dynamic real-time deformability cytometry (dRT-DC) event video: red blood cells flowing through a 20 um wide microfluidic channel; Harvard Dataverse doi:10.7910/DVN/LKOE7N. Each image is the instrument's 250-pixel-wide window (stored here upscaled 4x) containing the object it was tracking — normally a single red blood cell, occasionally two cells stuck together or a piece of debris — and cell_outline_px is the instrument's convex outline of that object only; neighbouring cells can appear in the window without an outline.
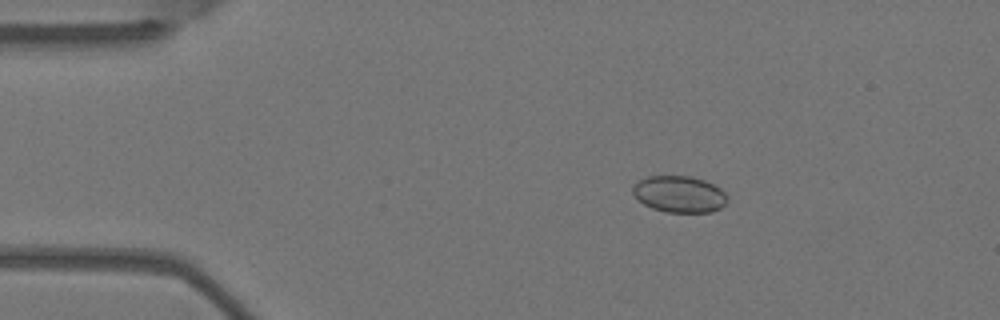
{"species": "Egyptian fruit bat (a non-hibernating species)", "species_latin": "Rousettus aegyptiacus", "temperature_condition": "warm", "stored_images_in_passage": 9, "camera_frame_rate_fps": 3000, "um_per_image_px": 0.085, "animal": {"sex": "female"}, "frame": {"image": 1, "passage_image": 3, "time_ms": 0.667, "image_size_px": [1000, 320], "cell_outline_px": [[728, 200], [720, 208], [712, 212], [664, 212], [652, 208], [636, 200], [632, 192], [632, 188], [640, 180], [648, 176], [692, 176], [704, 180], [720, 188], [728, 196]], "centroid_in_image_um": [57.74, 16.51], "position_along_channel_um": 27.3, "area_um2": 20.23}}
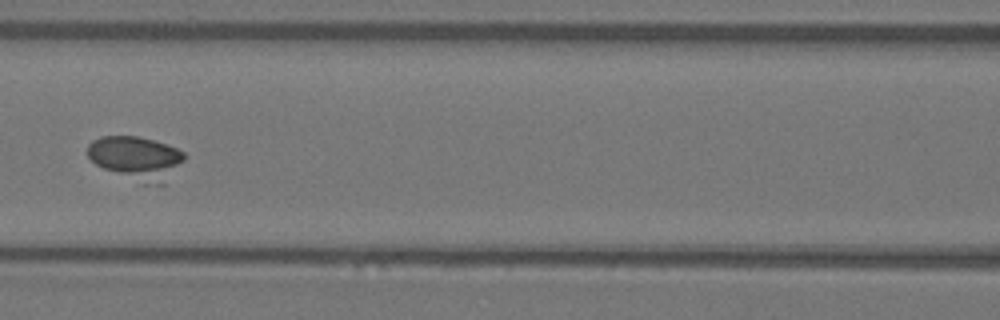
{"frame": {"image": 2, "passage_image": 7, "time_ms": 2.0, "image_size_px": [1000, 320], "cell_outline_px": [[184, 160], [164, 184], [144, 184], [104, 168], [96, 164], [88, 156], [88, 144], [92, 140], [100, 136], [140, 136], [168, 144], [184, 152]], "centroid_in_image_um": [11.59, 13.41], "position_along_channel_um": 155.0, "area_um2": 24.33}}
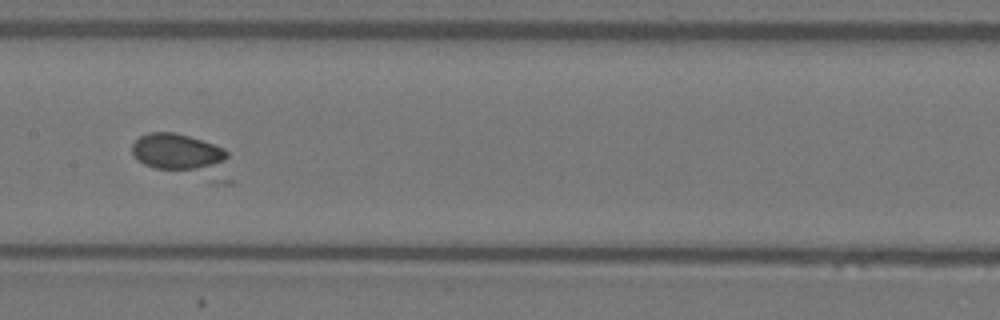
{"frame": {"image": 3, "passage_image": 8, "time_ms": 2.333, "image_size_px": [1000, 320], "cell_outline_px": [[232, 184], [216, 184], [156, 168], [144, 164], [132, 152], [132, 144], [140, 136], [148, 132], [176, 132], [224, 148], [228, 152], [232, 180]], "centroid_in_image_um": [15.65, 13.3], "position_along_channel_um": 191.7, "area_um2": 25.43}}